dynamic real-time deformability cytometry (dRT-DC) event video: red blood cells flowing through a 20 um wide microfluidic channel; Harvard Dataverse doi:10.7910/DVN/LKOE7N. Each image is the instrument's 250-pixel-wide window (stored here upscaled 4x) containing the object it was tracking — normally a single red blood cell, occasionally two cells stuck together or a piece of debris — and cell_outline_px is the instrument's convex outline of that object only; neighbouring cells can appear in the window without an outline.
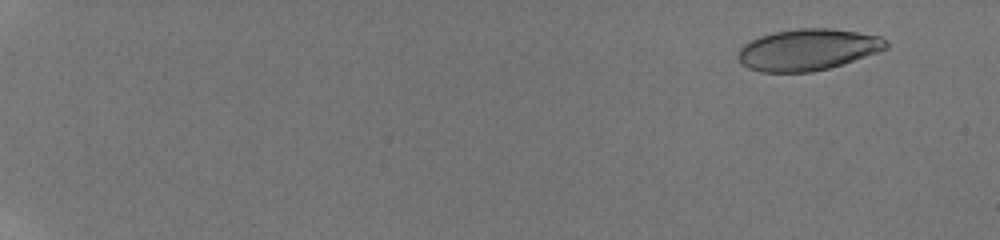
{"species": "human", "species_latin": "Homo sapiens", "temperature_condition": "room temperature", "stored_images_in_passage": 59, "camera_frame_rate_fps": 3000, "um_per_image_px": 0.085, "donor": {"sex": "male"}, "frame": {"image": 1, "passage_image": 6, "time_ms": 1.667, "image_size_px": [1000, 240], "cell_outline_px": [[888, 48], [828, 68], [812, 72], [760, 72], [748, 68], [740, 64], [740, 48], [744, 44], [760, 36], [776, 32], [800, 28], [832, 28], [880, 36], [888, 44]], "centroid_in_image_um": [68.64, 4.22], "position_along_channel_um": 16.4, "area_um2": 35.2}}
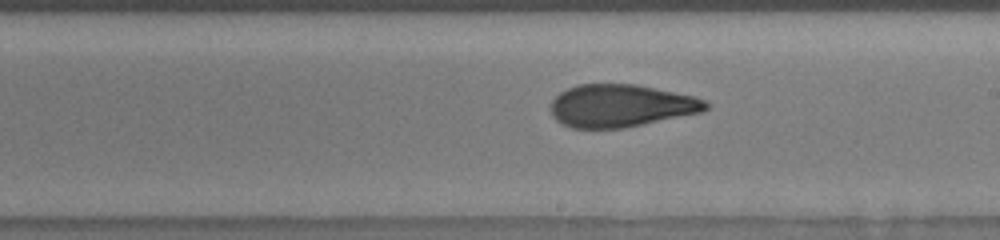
{"frame": {"image": 2, "passage_image": 39, "time_ms": 12.667, "image_size_px": [1000, 240], "cell_outline_px": [[708, 108], [700, 112], [624, 128], [572, 128], [556, 120], [552, 116], [552, 100], [560, 92], [568, 88], [580, 84], [636, 84], [692, 96], [704, 100], [708, 104]], "centroid_in_image_um": [52.74, 8.99], "position_along_channel_um": 236.3, "area_um2": 38.03}}
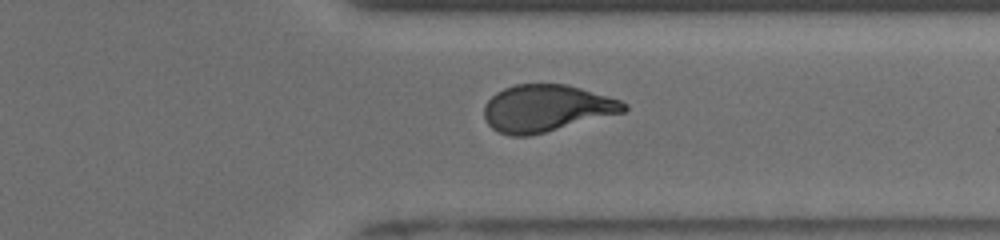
{"frame": {"image": 3, "passage_image": 48, "time_ms": 16.0, "image_size_px": [1000, 240], "cell_outline_px": [[628, 108], [624, 112], [528, 136], [512, 136], [500, 132], [492, 128], [488, 124], [484, 116], [484, 104], [496, 92], [504, 88], [516, 84], [564, 84], [580, 88], [620, 100], [628, 104]], "centroid_in_image_um": [46.42, 9.2], "position_along_channel_um": 365.0, "area_um2": 37.86}, "authors_computed_cell_mechanics": {"area_um2": 37.859, "velocity_mm_per_s": 3.8595, "shape_relaxation_time_tau1_ms": 8.4291, "shape_relaxation_time_tau2_ms": 1.4568, "deformation_change_tau1": 0.2457, "deformation_change_tau2": 0.0957}}